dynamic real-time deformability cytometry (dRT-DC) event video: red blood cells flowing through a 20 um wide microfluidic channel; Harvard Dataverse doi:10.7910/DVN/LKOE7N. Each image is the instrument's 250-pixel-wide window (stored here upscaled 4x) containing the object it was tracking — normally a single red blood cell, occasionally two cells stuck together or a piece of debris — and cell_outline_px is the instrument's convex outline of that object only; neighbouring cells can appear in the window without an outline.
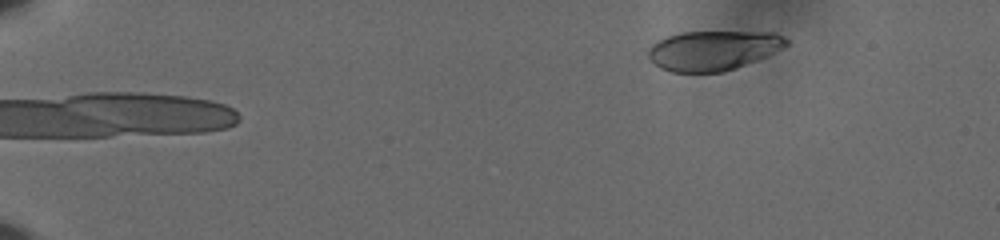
{"species": "human", "species_latin": "Homo sapiens", "temperature_condition": "cold", "stored_images_in_passage": 51, "camera_frame_rate_fps": 3000, "um_per_image_px": 0.085, "donor": {"sex": "male"}, "frame": {"image": 1, "passage_image": 1, "time_ms": 0.0, "image_size_px": [1000, 240], "cell_outline_px": [[788, 44], [768, 56], [736, 68], [724, 72], [672, 72], [660, 68], [648, 60], [648, 48], [652, 44], [668, 36], [680, 32], [776, 32], [784, 36], [788, 40]], "centroid_in_image_um": [60.62, 4.29], "position_along_channel_um": 24.4, "area_um2": 32.14}}
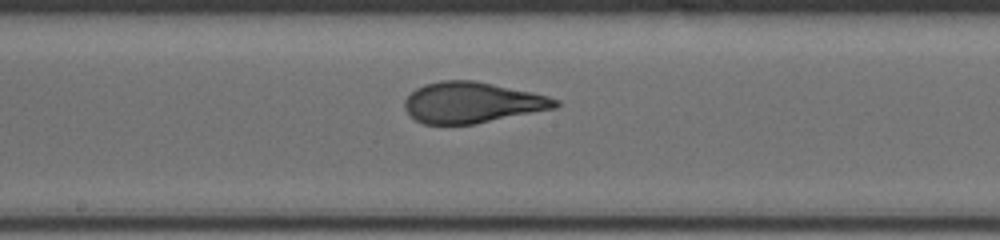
{"frame": {"image": 2, "passage_image": 27, "time_ms": 8.667, "image_size_px": [1000, 240], "cell_outline_px": [[560, 104], [556, 108], [476, 124], [424, 124], [416, 120], [404, 108], [404, 100], [416, 88], [424, 84], [440, 80], [472, 80], [532, 92], [548, 96], [560, 100]], "centroid_in_image_um": [40.14, 8.72], "position_along_channel_um": 208.1, "area_um2": 35.89}}
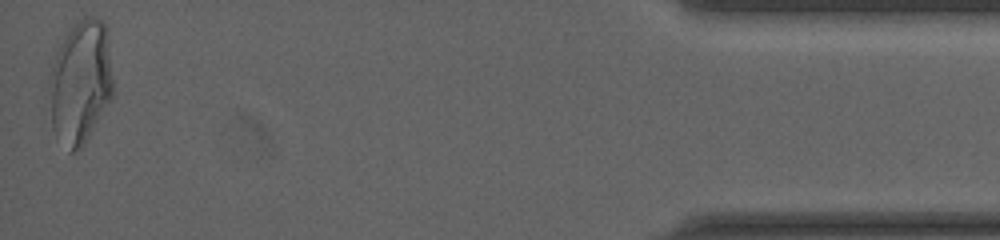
{"frame": {"image": 3, "passage_image": 51, "time_ms": 16.667, "image_size_px": [1000, 240], "cell_outline_px": [[112, 96], [84, 144], [80, 148], [72, 152], [68, 152], [56, 136], [52, 128], [44, 96], [48, 80], [56, 52], [60, 44], [68, 32], [80, 20], [88, 16], [96, 16], [108, 28], [112, 80]], "centroid_in_image_um": [6.77, 7.02], "position_along_channel_um": 428.4, "area_um2": 46.7}, "authors_computed_cell_mechanics": {"area_um2": 36.0094, "velocity_mm_per_s": 3.6288, "shape_relaxation_time_tau1_ms": 5.0778, "shape_relaxation_time_tau2_ms": null, "deformation_change_tau1": 0.2118, "deformation_change_tau2": null}}